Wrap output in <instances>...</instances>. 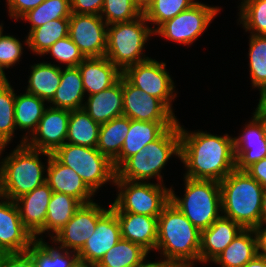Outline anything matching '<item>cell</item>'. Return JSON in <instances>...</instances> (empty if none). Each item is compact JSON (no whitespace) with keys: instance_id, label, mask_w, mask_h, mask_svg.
Here are the masks:
<instances>
[{"instance_id":"obj_1","label":"cell","mask_w":266,"mask_h":267,"mask_svg":"<svg viewBox=\"0 0 266 267\" xmlns=\"http://www.w3.org/2000/svg\"><path fill=\"white\" fill-rule=\"evenodd\" d=\"M180 161L186 167L184 177L222 181L235 169L233 136L187 131L179 122Z\"/></svg>"},{"instance_id":"obj_2","label":"cell","mask_w":266,"mask_h":267,"mask_svg":"<svg viewBox=\"0 0 266 267\" xmlns=\"http://www.w3.org/2000/svg\"><path fill=\"white\" fill-rule=\"evenodd\" d=\"M201 231L171 202L158 217L156 249L175 267H194L199 262Z\"/></svg>"},{"instance_id":"obj_3","label":"cell","mask_w":266,"mask_h":267,"mask_svg":"<svg viewBox=\"0 0 266 267\" xmlns=\"http://www.w3.org/2000/svg\"><path fill=\"white\" fill-rule=\"evenodd\" d=\"M219 183L222 216L233 220L244 229L260 228L265 190L262 185L247 172L236 169Z\"/></svg>"},{"instance_id":"obj_4","label":"cell","mask_w":266,"mask_h":267,"mask_svg":"<svg viewBox=\"0 0 266 267\" xmlns=\"http://www.w3.org/2000/svg\"><path fill=\"white\" fill-rule=\"evenodd\" d=\"M11 151L0 160L1 196L15 201L46 182L44 172L47 166L41 162L39 155L47 157L51 154L26 144H18Z\"/></svg>"},{"instance_id":"obj_5","label":"cell","mask_w":266,"mask_h":267,"mask_svg":"<svg viewBox=\"0 0 266 267\" xmlns=\"http://www.w3.org/2000/svg\"><path fill=\"white\" fill-rule=\"evenodd\" d=\"M180 158L179 121L157 140L127 158L117 169L115 179L147 182L153 178L163 184L162 169L172 156Z\"/></svg>"},{"instance_id":"obj_6","label":"cell","mask_w":266,"mask_h":267,"mask_svg":"<svg viewBox=\"0 0 266 267\" xmlns=\"http://www.w3.org/2000/svg\"><path fill=\"white\" fill-rule=\"evenodd\" d=\"M144 14L129 22L115 23L107 27L105 56L123 73L128 67L150 59L144 48L154 35Z\"/></svg>"},{"instance_id":"obj_7","label":"cell","mask_w":266,"mask_h":267,"mask_svg":"<svg viewBox=\"0 0 266 267\" xmlns=\"http://www.w3.org/2000/svg\"><path fill=\"white\" fill-rule=\"evenodd\" d=\"M184 196L170 187V202L200 231L210 227L222 214L220 183L184 177Z\"/></svg>"},{"instance_id":"obj_8","label":"cell","mask_w":266,"mask_h":267,"mask_svg":"<svg viewBox=\"0 0 266 267\" xmlns=\"http://www.w3.org/2000/svg\"><path fill=\"white\" fill-rule=\"evenodd\" d=\"M118 192L110 204L114 212H128L159 217L170 202V189L165 184L115 179Z\"/></svg>"},{"instance_id":"obj_9","label":"cell","mask_w":266,"mask_h":267,"mask_svg":"<svg viewBox=\"0 0 266 267\" xmlns=\"http://www.w3.org/2000/svg\"><path fill=\"white\" fill-rule=\"evenodd\" d=\"M52 155L73 169L94 193L107 182L114 184L116 170L113 163L97 148L65 143Z\"/></svg>"},{"instance_id":"obj_10","label":"cell","mask_w":266,"mask_h":267,"mask_svg":"<svg viewBox=\"0 0 266 267\" xmlns=\"http://www.w3.org/2000/svg\"><path fill=\"white\" fill-rule=\"evenodd\" d=\"M219 12V6L212 7L197 1L189 9L162 23L154 35L189 46L206 31Z\"/></svg>"},{"instance_id":"obj_11","label":"cell","mask_w":266,"mask_h":267,"mask_svg":"<svg viewBox=\"0 0 266 267\" xmlns=\"http://www.w3.org/2000/svg\"><path fill=\"white\" fill-rule=\"evenodd\" d=\"M123 76L135 87L160 99L173 113L176 98L174 81L167 72L166 63L150 59L128 67Z\"/></svg>"},{"instance_id":"obj_12","label":"cell","mask_w":266,"mask_h":267,"mask_svg":"<svg viewBox=\"0 0 266 267\" xmlns=\"http://www.w3.org/2000/svg\"><path fill=\"white\" fill-rule=\"evenodd\" d=\"M110 209L98 205L96 202L82 204L51 239L57 247L74 252H79L85 242L96 229L97 221ZM57 243V244H56Z\"/></svg>"},{"instance_id":"obj_13","label":"cell","mask_w":266,"mask_h":267,"mask_svg":"<svg viewBox=\"0 0 266 267\" xmlns=\"http://www.w3.org/2000/svg\"><path fill=\"white\" fill-rule=\"evenodd\" d=\"M107 27L100 15L71 13L68 36L85 58L103 57L107 49Z\"/></svg>"},{"instance_id":"obj_14","label":"cell","mask_w":266,"mask_h":267,"mask_svg":"<svg viewBox=\"0 0 266 267\" xmlns=\"http://www.w3.org/2000/svg\"><path fill=\"white\" fill-rule=\"evenodd\" d=\"M243 129L241 135L233 137L235 169L239 171H245L253 163L266 158V116L254 112Z\"/></svg>"},{"instance_id":"obj_15","label":"cell","mask_w":266,"mask_h":267,"mask_svg":"<svg viewBox=\"0 0 266 267\" xmlns=\"http://www.w3.org/2000/svg\"><path fill=\"white\" fill-rule=\"evenodd\" d=\"M123 115L138 121H178L158 98L132 85L123 76Z\"/></svg>"},{"instance_id":"obj_16","label":"cell","mask_w":266,"mask_h":267,"mask_svg":"<svg viewBox=\"0 0 266 267\" xmlns=\"http://www.w3.org/2000/svg\"><path fill=\"white\" fill-rule=\"evenodd\" d=\"M47 107L36 130L26 139L25 144L30 148L53 154L66 143L70 111Z\"/></svg>"},{"instance_id":"obj_17","label":"cell","mask_w":266,"mask_h":267,"mask_svg":"<svg viewBox=\"0 0 266 267\" xmlns=\"http://www.w3.org/2000/svg\"><path fill=\"white\" fill-rule=\"evenodd\" d=\"M121 238L116 213L110 208L98 221L91 237L77 253L79 263L95 267Z\"/></svg>"},{"instance_id":"obj_18","label":"cell","mask_w":266,"mask_h":267,"mask_svg":"<svg viewBox=\"0 0 266 267\" xmlns=\"http://www.w3.org/2000/svg\"><path fill=\"white\" fill-rule=\"evenodd\" d=\"M35 241L23 225L15 201L0 196V248L6 253L25 252Z\"/></svg>"},{"instance_id":"obj_19","label":"cell","mask_w":266,"mask_h":267,"mask_svg":"<svg viewBox=\"0 0 266 267\" xmlns=\"http://www.w3.org/2000/svg\"><path fill=\"white\" fill-rule=\"evenodd\" d=\"M53 191L45 182L15 200L21 221L35 240H43L44 225ZM40 235V238H38ZM42 236V237H41Z\"/></svg>"},{"instance_id":"obj_20","label":"cell","mask_w":266,"mask_h":267,"mask_svg":"<svg viewBox=\"0 0 266 267\" xmlns=\"http://www.w3.org/2000/svg\"><path fill=\"white\" fill-rule=\"evenodd\" d=\"M46 161V183L53 192L67 194L81 204L93 202L95 193L73 169L61 164L52 154Z\"/></svg>"},{"instance_id":"obj_21","label":"cell","mask_w":266,"mask_h":267,"mask_svg":"<svg viewBox=\"0 0 266 267\" xmlns=\"http://www.w3.org/2000/svg\"><path fill=\"white\" fill-rule=\"evenodd\" d=\"M243 229L221 215L210 227L201 231L199 263L206 265L212 262Z\"/></svg>"},{"instance_id":"obj_22","label":"cell","mask_w":266,"mask_h":267,"mask_svg":"<svg viewBox=\"0 0 266 267\" xmlns=\"http://www.w3.org/2000/svg\"><path fill=\"white\" fill-rule=\"evenodd\" d=\"M178 121H138L130 119V129L119 156L112 162L116 170L127 158L140 152L146 145L157 140Z\"/></svg>"},{"instance_id":"obj_23","label":"cell","mask_w":266,"mask_h":267,"mask_svg":"<svg viewBox=\"0 0 266 267\" xmlns=\"http://www.w3.org/2000/svg\"><path fill=\"white\" fill-rule=\"evenodd\" d=\"M120 224L121 238L140 245L148 253L157 245L158 218L128 212H115Z\"/></svg>"},{"instance_id":"obj_24","label":"cell","mask_w":266,"mask_h":267,"mask_svg":"<svg viewBox=\"0 0 266 267\" xmlns=\"http://www.w3.org/2000/svg\"><path fill=\"white\" fill-rule=\"evenodd\" d=\"M77 67L88 96L111 87L123 75L106 56L85 58Z\"/></svg>"},{"instance_id":"obj_25","label":"cell","mask_w":266,"mask_h":267,"mask_svg":"<svg viewBox=\"0 0 266 267\" xmlns=\"http://www.w3.org/2000/svg\"><path fill=\"white\" fill-rule=\"evenodd\" d=\"M83 109L99 124L123 115V75L111 87L86 96Z\"/></svg>"},{"instance_id":"obj_26","label":"cell","mask_w":266,"mask_h":267,"mask_svg":"<svg viewBox=\"0 0 266 267\" xmlns=\"http://www.w3.org/2000/svg\"><path fill=\"white\" fill-rule=\"evenodd\" d=\"M258 253L256 229H243L211 263L221 267H243Z\"/></svg>"},{"instance_id":"obj_27","label":"cell","mask_w":266,"mask_h":267,"mask_svg":"<svg viewBox=\"0 0 266 267\" xmlns=\"http://www.w3.org/2000/svg\"><path fill=\"white\" fill-rule=\"evenodd\" d=\"M85 90L78 67H61V81L49 106L69 111L83 108ZM53 105V106H52Z\"/></svg>"},{"instance_id":"obj_28","label":"cell","mask_w":266,"mask_h":267,"mask_svg":"<svg viewBox=\"0 0 266 267\" xmlns=\"http://www.w3.org/2000/svg\"><path fill=\"white\" fill-rule=\"evenodd\" d=\"M16 94L17 93H15L14 107L15 125L17 130L21 129L25 131L22 140L19 141L21 145L25 144L26 139L36 130L47 107L45 106V100L33 94L28 92L20 93L18 96ZM26 130H28V132Z\"/></svg>"},{"instance_id":"obj_29","label":"cell","mask_w":266,"mask_h":267,"mask_svg":"<svg viewBox=\"0 0 266 267\" xmlns=\"http://www.w3.org/2000/svg\"><path fill=\"white\" fill-rule=\"evenodd\" d=\"M26 92L46 101L53 99L61 81V66L39 62L31 65Z\"/></svg>"},{"instance_id":"obj_30","label":"cell","mask_w":266,"mask_h":267,"mask_svg":"<svg viewBox=\"0 0 266 267\" xmlns=\"http://www.w3.org/2000/svg\"><path fill=\"white\" fill-rule=\"evenodd\" d=\"M130 129V118L122 115L101 124L97 150L113 162L120 154Z\"/></svg>"},{"instance_id":"obj_31","label":"cell","mask_w":266,"mask_h":267,"mask_svg":"<svg viewBox=\"0 0 266 267\" xmlns=\"http://www.w3.org/2000/svg\"><path fill=\"white\" fill-rule=\"evenodd\" d=\"M49 245L43 240H35L26 250L35 267H76L79 259L77 252Z\"/></svg>"},{"instance_id":"obj_32","label":"cell","mask_w":266,"mask_h":267,"mask_svg":"<svg viewBox=\"0 0 266 267\" xmlns=\"http://www.w3.org/2000/svg\"><path fill=\"white\" fill-rule=\"evenodd\" d=\"M100 126L83 108L70 111L66 143L97 148Z\"/></svg>"},{"instance_id":"obj_33","label":"cell","mask_w":266,"mask_h":267,"mask_svg":"<svg viewBox=\"0 0 266 267\" xmlns=\"http://www.w3.org/2000/svg\"><path fill=\"white\" fill-rule=\"evenodd\" d=\"M69 18L50 20L42 26L33 29L26 36L25 46H28L33 54L42 55L55 42L68 36Z\"/></svg>"},{"instance_id":"obj_34","label":"cell","mask_w":266,"mask_h":267,"mask_svg":"<svg viewBox=\"0 0 266 267\" xmlns=\"http://www.w3.org/2000/svg\"><path fill=\"white\" fill-rule=\"evenodd\" d=\"M81 205L76 198L64 193L53 192L48 204L44 233L49 232L48 236L52 239L53 235L55 236L63 228Z\"/></svg>"},{"instance_id":"obj_35","label":"cell","mask_w":266,"mask_h":267,"mask_svg":"<svg viewBox=\"0 0 266 267\" xmlns=\"http://www.w3.org/2000/svg\"><path fill=\"white\" fill-rule=\"evenodd\" d=\"M148 254L140 245L120 238L95 267H135L148 257Z\"/></svg>"},{"instance_id":"obj_36","label":"cell","mask_w":266,"mask_h":267,"mask_svg":"<svg viewBox=\"0 0 266 267\" xmlns=\"http://www.w3.org/2000/svg\"><path fill=\"white\" fill-rule=\"evenodd\" d=\"M8 79L0 83V147L8 146L15 136V92Z\"/></svg>"},{"instance_id":"obj_37","label":"cell","mask_w":266,"mask_h":267,"mask_svg":"<svg viewBox=\"0 0 266 267\" xmlns=\"http://www.w3.org/2000/svg\"><path fill=\"white\" fill-rule=\"evenodd\" d=\"M70 0H44L39 6L28 11L20 20L29 22V33L50 20L69 18L71 16Z\"/></svg>"},{"instance_id":"obj_38","label":"cell","mask_w":266,"mask_h":267,"mask_svg":"<svg viewBox=\"0 0 266 267\" xmlns=\"http://www.w3.org/2000/svg\"><path fill=\"white\" fill-rule=\"evenodd\" d=\"M249 74L253 88L259 91L266 86V35H252L249 38Z\"/></svg>"},{"instance_id":"obj_39","label":"cell","mask_w":266,"mask_h":267,"mask_svg":"<svg viewBox=\"0 0 266 267\" xmlns=\"http://www.w3.org/2000/svg\"><path fill=\"white\" fill-rule=\"evenodd\" d=\"M239 20L252 35H266V0H241Z\"/></svg>"},{"instance_id":"obj_40","label":"cell","mask_w":266,"mask_h":267,"mask_svg":"<svg viewBox=\"0 0 266 267\" xmlns=\"http://www.w3.org/2000/svg\"><path fill=\"white\" fill-rule=\"evenodd\" d=\"M196 2L195 0H155L143 14L148 23L153 24L152 30L155 31L162 23L189 9Z\"/></svg>"},{"instance_id":"obj_41","label":"cell","mask_w":266,"mask_h":267,"mask_svg":"<svg viewBox=\"0 0 266 267\" xmlns=\"http://www.w3.org/2000/svg\"><path fill=\"white\" fill-rule=\"evenodd\" d=\"M142 14L135 0H104L100 16L111 25L135 20Z\"/></svg>"},{"instance_id":"obj_42","label":"cell","mask_w":266,"mask_h":267,"mask_svg":"<svg viewBox=\"0 0 266 267\" xmlns=\"http://www.w3.org/2000/svg\"><path fill=\"white\" fill-rule=\"evenodd\" d=\"M3 24H0V73L6 77L4 69H10L21 61L23 46L21 41L14 35H3Z\"/></svg>"},{"instance_id":"obj_43","label":"cell","mask_w":266,"mask_h":267,"mask_svg":"<svg viewBox=\"0 0 266 267\" xmlns=\"http://www.w3.org/2000/svg\"><path fill=\"white\" fill-rule=\"evenodd\" d=\"M49 53L57 62L66 65V68L77 67L85 59L69 36L55 42L42 56Z\"/></svg>"},{"instance_id":"obj_44","label":"cell","mask_w":266,"mask_h":267,"mask_svg":"<svg viewBox=\"0 0 266 267\" xmlns=\"http://www.w3.org/2000/svg\"><path fill=\"white\" fill-rule=\"evenodd\" d=\"M44 0H6L9 16L15 21L26 14L28 11L39 6Z\"/></svg>"},{"instance_id":"obj_45","label":"cell","mask_w":266,"mask_h":267,"mask_svg":"<svg viewBox=\"0 0 266 267\" xmlns=\"http://www.w3.org/2000/svg\"><path fill=\"white\" fill-rule=\"evenodd\" d=\"M70 3L72 13L100 15L104 0H70Z\"/></svg>"},{"instance_id":"obj_46","label":"cell","mask_w":266,"mask_h":267,"mask_svg":"<svg viewBox=\"0 0 266 267\" xmlns=\"http://www.w3.org/2000/svg\"><path fill=\"white\" fill-rule=\"evenodd\" d=\"M0 267H35L31 255L25 252L6 253L0 258Z\"/></svg>"},{"instance_id":"obj_47","label":"cell","mask_w":266,"mask_h":267,"mask_svg":"<svg viewBox=\"0 0 266 267\" xmlns=\"http://www.w3.org/2000/svg\"><path fill=\"white\" fill-rule=\"evenodd\" d=\"M245 172L260 183L264 189H266V158L253 163L245 170Z\"/></svg>"},{"instance_id":"obj_48","label":"cell","mask_w":266,"mask_h":267,"mask_svg":"<svg viewBox=\"0 0 266 267\" xmlns=\"http://www.w3.org/2000/svg\"><path fill=\"white\" fill-rule=\"evenodd\" d=\"M258 234V249L259 254L266 258V227L256 229Z\"/></svg>"},{"instance_id":"obj_49","label":"cell","mask_w":266,"mask_h":267,"mask_svg":"<svg viewBox=\"0 0 266 267\" xmlns=\"http://www.w3.org/2000/svg\"><path fill=\"white\" fill-rule=\"evenodd\" d=\"M259 93H260V98L257 104V108L255 109V112H257L260 115L266 116V86H264Z\"/></svg>"},{"instance_id":"obj_50","label":"cell","mask_w":266,"mask_h":267,"mask_svg":"<svg viewBox=\"0 0 266 267\" xmlns=\"http://www.w3.org/2000/svg\"><path fill=\"white\" fill-rule=\"evenodd\" d=\"M147 258H145L139 265L135 266V267H175L173 264H171L170 262L165 261L164 259H160V261H153V262H149L147 260Z\"/></svg>"},{"instance_id":"obj_51","label":"cell","mask_w":266,"mask_h":267,"mask_svg":"<svg viewBox=\"0 0 266 267\" xmlns=\"http://www.w3.org/2000/svg\"><path fill=\"white\" fill-rule=\"evenodd\" d=\"M243 267H266V258L259 253Z\"/></svg>"},{"instance_id":"obj_52","label":"cell","mask_w":266,"mask_h":267,"mask_svg":"<svg viewBox=\"0 0 266 267\" xmlns=\"http://www.w3.org/2000/svg\"><path fill=\"white\" fill-rule=\"evenodd\" d=\"M266 226V189L263 193L262 205H261V217H260V227Z\"/></svg>"},{"instance_id":"obj_53","label":"cell","mask_w":266,"mask_h":267,"mask_svg":"<svg viewBox=\"0 0 266 267\" xmlns=\"http://www.w3.org/2000/svg\"><path fill=\"white\" fill-rule=\"evenodd\" d=\"M155 0H135L137 7L144 12Z\"/></svg>"},{"instance_id":"obj_54","label":"cell","mask_w":266,"mask_h":267,"mask_svg":"<svg viewBox=\"0 0 266 267\" xmlns=\"http://www.w3.org/2000/svg\"><path fill=\"white\" fill-rule=\"evenodd\" d=\"M7 146H3V147H0V160H1V156H2V152L3 151H5V148H6ZM0 196H1V169H0Z\"/></svg>"},{"instance_id":"obj_55","label":"cell","mask_w":266,"mask_h":267,"mask_svg":"<svg viewBox=\"0 0 266 267\" xmlns=\"http://www.w3.org/2000/svg\"><path fill=\"white\" fill-rule=\"evenodd\" d=\"M76 267H93V266H88V265H85V264H79L78 266H76Z\"/></svg>"},{"instance_id":"obj_56","label":"cell","mask_w":266,"mask_h":267,"mask_svg":"<svg viewBox=\"0 0 266 267\" xmlns=\"http://www.w3.org/2000/svg\"><path fill=\"white\" fill-rule=\"evenodd\" d=\"M6 78L0 73V83L4 81Z\"/></svg>"},{"instance_id":"obj_57","label":"cell","mask_w":266,"mask_h":267,"mask_svg":"<svg viewBox=\"0 0 266 267\" xmlns=\"http://www.w3.org/2000/svg\"><path fill=\"white\" fill-rule=\"evenodd\" d=\"M4 255H5V253L0 248V258L3 257Z\"/></svg>"}]
</instances>
